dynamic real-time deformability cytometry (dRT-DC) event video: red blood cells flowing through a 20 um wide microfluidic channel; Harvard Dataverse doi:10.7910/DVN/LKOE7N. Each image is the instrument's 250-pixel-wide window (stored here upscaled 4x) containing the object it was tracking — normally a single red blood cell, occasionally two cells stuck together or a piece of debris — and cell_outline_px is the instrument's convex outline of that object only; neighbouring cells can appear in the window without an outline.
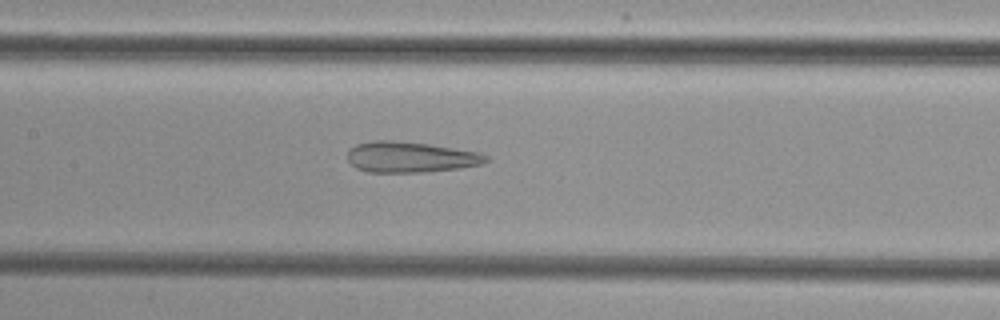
{"species": "common noctule bat (a hibernating species)", "species_latin": "Nyctalus noctula", "temperature_condition": "cold", "stored_images_in_passage": 37, "camera_frame_rate_fps": 3000, "um_per_image_px": 0.085, "animal": {"sex": "female", "body_mass_g": 29.2, "forearm_length_mm": 56.3}, "frame": {"image": 1, "passage_image": 12, "time_ms": 3.667, "image_size_px": [1000, 320], "cell_outline_px": [[488, 160], [480, 164], [460, 168], [424, 172], [368, 172], [356, 168], [348, 160], [348, 148], [356, 144], [372, 140], [392, 140], [428, 144], [480, 152], [488, 156]], "centroid_in_image_um": [34.86, 13.34], "position_along_channel_um": 172.5, "area_um2": 24.85}}
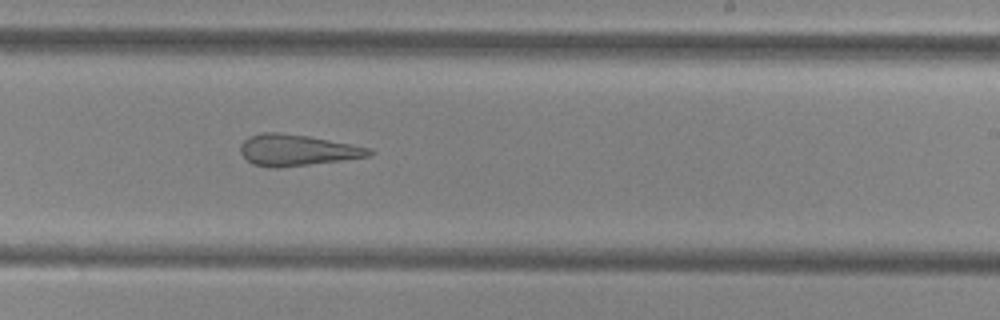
{"frame": {"image": 2, "passage_image": 19, "time_ms": 6.0, "image_size_px": [1000, 320], "cell_outline_px": [[376, 152], [368, 156], [340, 160], [280, 168], [268, 168], [252, 164], [240, 152], [240, 144], [248, 136], [260, 132], [280, 132], [308, 136], [352, 144], [372, 148]], "centroid_in_image_um": [25.22, 12.75], "position_along_channel_um": 263.8, "area_um2": 23.58}}
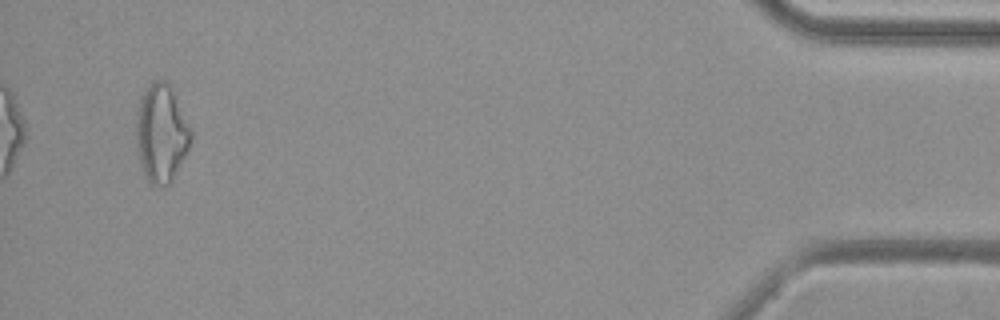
{"frame": {"image": 3, "passage_image": 37, "time_ms": 12.0, "image_size_px": [1000, 320], "cell_outline_px": [[192, 140], [172, 180], [168, 184], [156, 188], [144, 176], [140, 168], [136, 136], [136, 120], [140, 100], [144, 92], [152, 80], [164, 80], [168, 84], [192, 128]], "centroid_in_image_um": [13.7, 11.37], "position_along_channel_um": 421.5, "area_um2": 31.04}}